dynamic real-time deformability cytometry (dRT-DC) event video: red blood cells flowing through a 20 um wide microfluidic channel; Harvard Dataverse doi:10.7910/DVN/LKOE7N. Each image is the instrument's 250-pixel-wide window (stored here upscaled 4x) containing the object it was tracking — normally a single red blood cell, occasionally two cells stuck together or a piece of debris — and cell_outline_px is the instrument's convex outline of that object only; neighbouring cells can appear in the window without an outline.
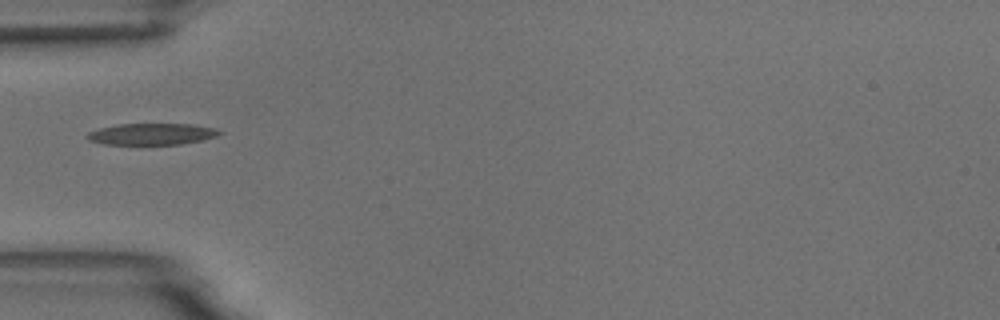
{"species": "common noctule bat (a hibernating species)", "species_latin": "Nyctalus noctula", "temperature_condition": "room temperature", "stored_images_in_passage": 1, "camera_frame_rate_fps": 3000, "um_per_image_px": 0.085, "animal": {"sex": "male", "body_mass_g": 18.8}, "frame": {"image": 1, "passage_image": 1, "time_ms": 0.0, "image_size_px": [1000, 320], "cell_outline_px": [[224, 132], [216, 136], [204, 140], [180, 144], [104, 144], [88, 140], [84, 136], [88, 132], [100, 128], [120, 124], [192, 124], [216, 128]], "centroid_in_image_um": [12.92, 11.39], "position_along_channel_um": 72.1, "area_um2": 16.59}}